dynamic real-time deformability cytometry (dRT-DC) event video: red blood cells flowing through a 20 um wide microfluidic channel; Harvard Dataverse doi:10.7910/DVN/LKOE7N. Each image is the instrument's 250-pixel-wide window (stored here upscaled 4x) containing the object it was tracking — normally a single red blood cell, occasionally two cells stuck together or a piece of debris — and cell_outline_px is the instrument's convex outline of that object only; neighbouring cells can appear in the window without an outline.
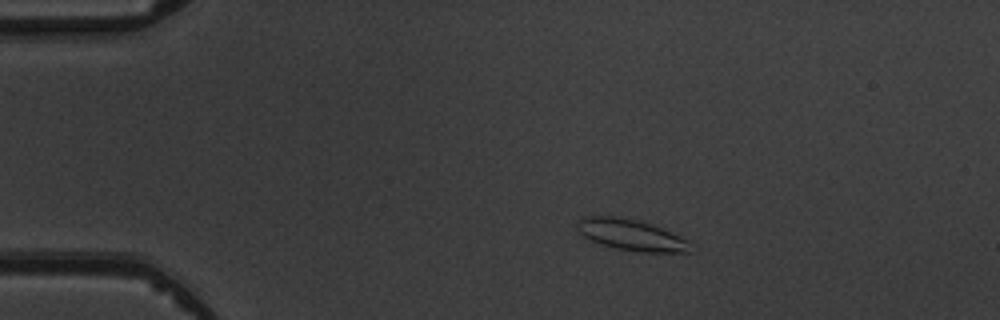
{"species": "common noctule bat (a hibernating species)", "species_latin": "Nyctalus noctula", "temperature_condition": "warm", "stored_images_in_passage": 7, "camera_frame_rate_fps": 3000, "um_per_image_px": 0.085, "animal": {"sex": "male", "body_mass_g": 19.5, "forearm_length_mm": 54.6}, "frame": {"image": 1, "passage_image": 1, "time_ms": 0.0, "image_size_px": [1000, 320], "cell_outline_px": [[692, 252], [640, 252], [616, 248], [600, 244], [584, 236], [576, 228], [576, 220], [580, 216], [620, 216], [652, 224], [680, 236], [688, 240]], "centroid_in_image_um": [53.61, 19.95], "position_along_channel_um": 31.4, "area_um2": 20.63}}
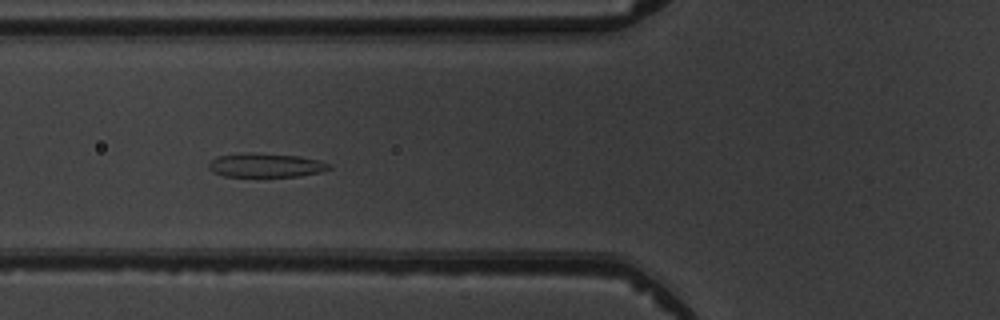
{"frame": {"image": 2, "passage_image": 4, "time_ms": 3.333, "image_size_px": [1000, 320], "cell_outline_px": [[332, 168], [320, 172], [300, 176], [224, 176], [212, 172], [208, 168], [208, 164], [216, 156], [240, 152], [256, 152], [300, 156], [320, 160], [332, 164]], "centroid_in_image_um": [22.59, 14.02], "position_along_channel_um": 103.2, "area_um2": 17.17}}
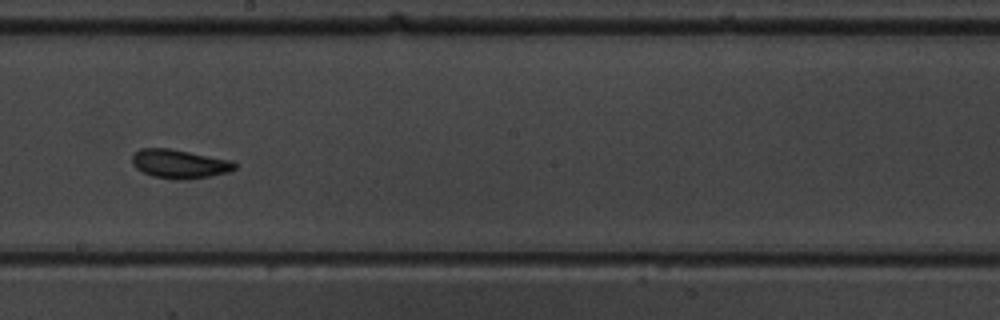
{"frame": {"image": 3, "passage_image": 7, "time_ms": 6.667, "image_size_px": [1000, 320], "cell_outline_px": [[236, 168], [228, 172], [188, 180], [176, 180], [152, 176], [136, 168], [132, 164], [132, 156], [140, 148], [168, 148], [232, 160], [236, 164]], "centroid_in_image_um": [15.25, 13.93], "position_along_channel_um": 233.0, "area_um2": 17.22}}